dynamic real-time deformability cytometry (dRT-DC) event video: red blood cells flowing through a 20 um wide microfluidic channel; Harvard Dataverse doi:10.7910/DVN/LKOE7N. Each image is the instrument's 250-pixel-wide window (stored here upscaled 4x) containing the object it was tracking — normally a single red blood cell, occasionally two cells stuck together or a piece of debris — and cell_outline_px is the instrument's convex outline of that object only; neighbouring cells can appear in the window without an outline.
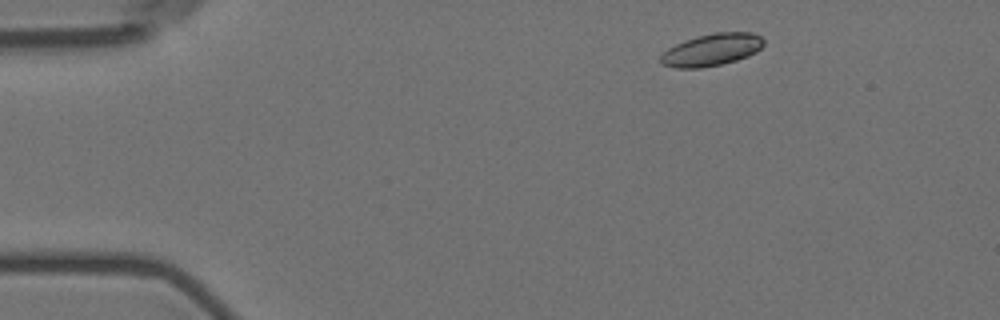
{"species": "Egyptian fruit bat (a non-hibernating species)", "species_latin": "Rousettus aegyptiacus", "temperature_condition": "room temperature", "stored_images_in_passage": 6, "camera_frame_rate_fps": 3000, "um_per_image_px": 0.085, "animal": {"sex": "female"}, "frame": {"image": 1, "passage_image": 1, "time_ms": 0.0, "image_size_px": [1000, 320], "cell_outline_px": [[764, 44], [756, 52], [748, 56], [736, 60], [720, 64], [700, 68], [672, 68], [664, 64], [660, 60], [660, 56], [668, 48], [684, 40], [716, 32], [752, 32], [760, 36], [764, 40]], "centroid_in_image_um": [60.5, 4.23], "position_along_channel_um": 24.5, "area_um2": 19.19}}
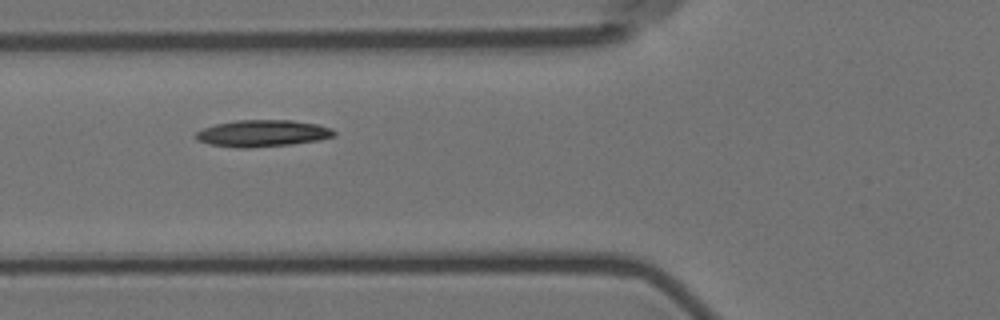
{"frame": {"image": 2, "passage_image": 5, "time_ms": 4.333, "image_size_px": [1000, 320], "cell_outline_px": [[336, 136], [320, 140], [292, 144], [248, 148], [236, 148], [208, 144], [196, 140], [192, 136], [196, 132], [204, 128], [216, 124], [236, 120], [292, 120], [316, 124], [332, 128], [336, 132]], "centroid_in_image_um": [22.3, 11.34], "position_along_channel_um": 103.5, "area_um2": 21.79}}
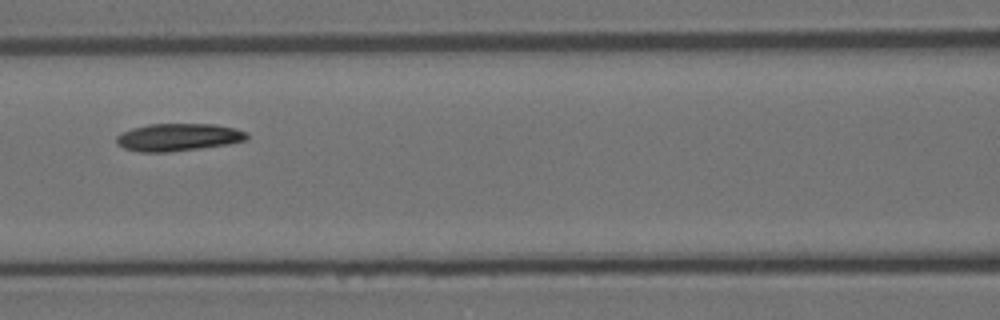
{"frame": {"image": 3, "passage_image": 6, "time_ms": 5.667, "image_size_px": [1000, 320], "cell_outline_px": [[248, 140], [228, 144], [200, 148], [168, 152], [140, 152], [124, 148], [116, 144], [116, 136], [120, 132], [132, 128], [148, 124], [216, 124], [236, 128], [248, 132]], "centroid_in_image_um": [15.15, 11.66], "position_along_channel_um": 151.4, "area_um2": 21.15}}